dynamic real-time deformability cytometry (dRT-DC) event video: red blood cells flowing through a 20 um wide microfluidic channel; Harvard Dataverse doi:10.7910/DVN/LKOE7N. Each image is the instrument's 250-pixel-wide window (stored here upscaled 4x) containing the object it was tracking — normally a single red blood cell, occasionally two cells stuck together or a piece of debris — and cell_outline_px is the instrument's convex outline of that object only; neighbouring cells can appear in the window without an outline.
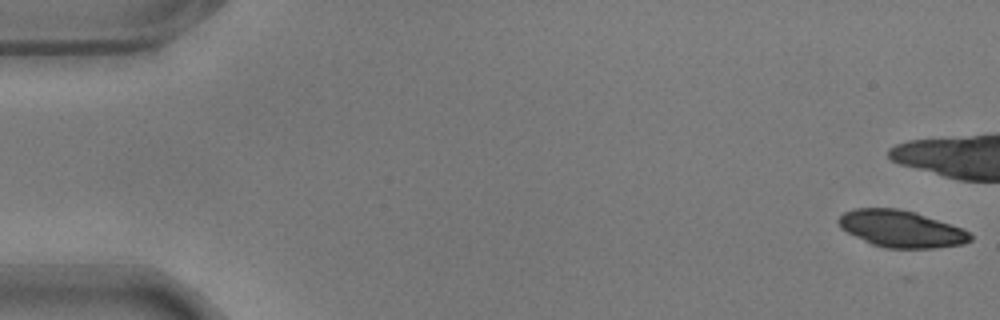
{"species": "common noctule bat (a hibernating species)", "species_latin": "Nyctalus noctula", "temperature_condition": "warm", "stored_images_in_passage": 6, "camera_frame_rate_fps": 3000, "um_per_image_px": 0.085, "animal": {"sex": "male", "body_mass_g": 17.9}, "frame": {"image": 1, "passage_image": 1, "time_ms": 0.0, "image_size_px": [1000, 320], "cell_outline_px": [[972, 240], [964, 244], [932, 248], [884, 248], [872, 244], [840, 228], [836, 220], [844, 212], [852, 208], [896, 208], [916, 212], [964, 228], [972, 236]], "centroid_in_image_um": [76.61, 19.44], "position_along_channel_um": 8.4, "area_um2": 28.44}}